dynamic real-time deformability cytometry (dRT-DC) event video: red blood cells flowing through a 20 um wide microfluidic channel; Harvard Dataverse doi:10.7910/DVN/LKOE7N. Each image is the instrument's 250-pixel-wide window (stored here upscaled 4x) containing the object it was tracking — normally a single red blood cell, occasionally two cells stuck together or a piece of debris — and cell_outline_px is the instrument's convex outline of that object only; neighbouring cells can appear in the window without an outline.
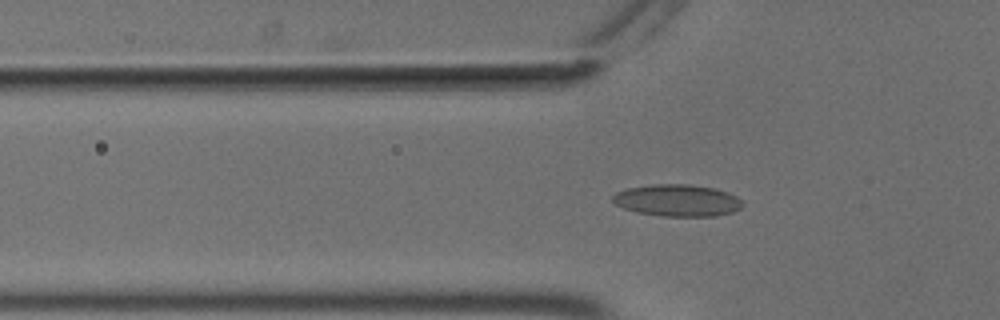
{"species": "common noctule bat (a hibernating species)", "species_latin": "Nyctalus noctula", "temperature_condition": "cold", "stored_images_in_passage": 56, "camera_frame_rate_fps": 3000, "um_per_image_px": 0.085, "animal": {"sex": "male", "body_mass_g": 18.8}, "frame": {"image": 1, "passage_image": 19, "time_ms": 6.0, "image_size_px": [1000, 320], "cell_outline_px": [[744, 204], [740, 208], [732, 212], [716, 216], [664, 216], [636, 212], [624, 208], [616, 204], [612, 200], [612, 196], [616, 192], [628, 188], [652, 184], [688, 184], [712, 188], [728, 192], [736, 196]], "centroid_in_image_um": [57.57, 17.03], "position_along_channel_um": 68.2, "area_um2": 24.04}}
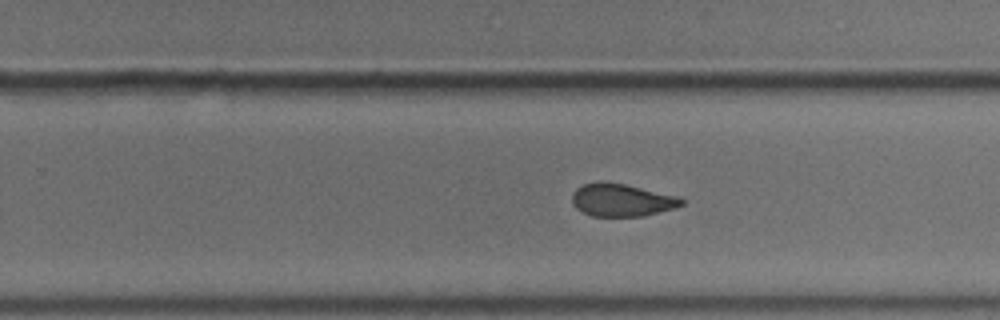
{"frame": {"image": 2, "passage_image": 36, "time_ms": 11.667, "image_size_px": [1000, 320], "cell_outline_px": [[684, 204], [676, 208], [640, 216], [592, 216], [576, 208], [572, 204], [572, 192], [576, 188], [584, 184], [600, 180], [624, 184], [676, 196], [684, 200]], "centroid_in_image_um": [52.8, 16.99], "position_along_channel_um": 277.0, "area_um2": 20.75}}
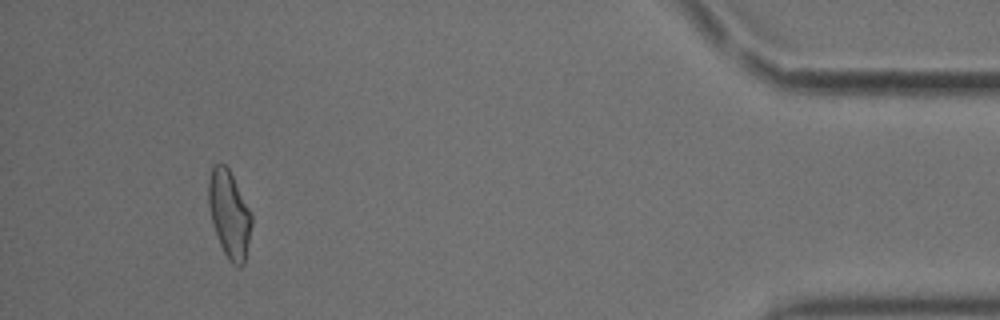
{"frame": {"image": 3, "passage_image": 52, "time_ms": 17.0, "image_size_px": [1000, 320], "cell_outline_px": [[252, 224], [244, 264], [240, 268], [232, 264], [228, 260], [220, 244], [212, 224], [208, 204], [208, 180], [212, 164], [224, 164], [228, 168], [252, 212]], "centroid_in_image_um": [19.48, 18.21], "position_along_channel_um": 415.7, "area_um2": 22.08}, "authors_computed_cell_mechanics": {"area_um2": 21.964, "velocity_mm_per_s": 3.6982, "shape_relaxation_time_tau1_ms": null, "shape_relaxation_time_tau2_ms": 1.4031, "deformation_change_tau1": null, "deformation_change_tau2": 0.0807}}